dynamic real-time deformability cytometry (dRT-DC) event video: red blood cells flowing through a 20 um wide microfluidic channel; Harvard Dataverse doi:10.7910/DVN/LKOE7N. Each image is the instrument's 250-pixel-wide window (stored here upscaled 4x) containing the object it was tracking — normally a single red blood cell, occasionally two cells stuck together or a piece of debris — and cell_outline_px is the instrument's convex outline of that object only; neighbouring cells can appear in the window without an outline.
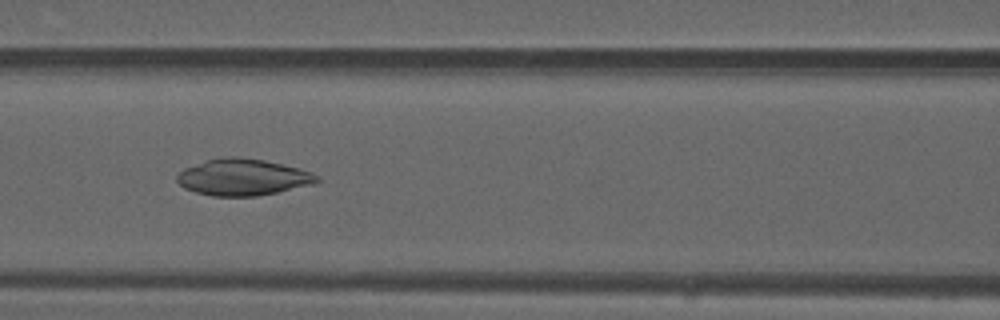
{"species": "common noctule bat (a hibernating species)", "species_latin": "Nyctalus noctula", "temperature_condition": "warm", "stored_images_in_passage": 37, "camera_frame_rate_fps": 3000, "um_per_image_px": 0.085, "animal": {"sex": "male", "forearm_length_mm": 52.5}, "frame": {"image": 1, "passage_image": 13, "time_ms": 4.0, "image_size_px": [1000, 320], "cell_outline_px": [[320, 180], [312, 184], [276, 192], [256, 196], [212, 196], [196, 192], [184, 188], [176, 180], [176, 176], [184, 168], [208, 160], [224, 156], [236, 156], [264, 160], [300, 168], [312, 172]], "centroid_in_image_um": [20.63, 15.06], "position_along_channel_um": 146.0, "area_um2": 29.59}}
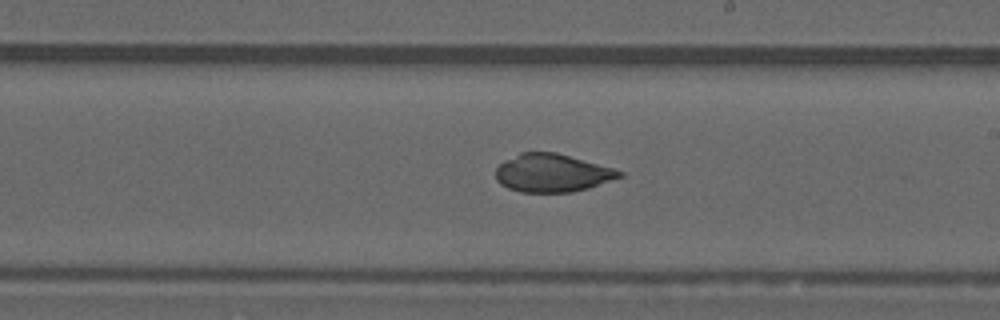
{"frame": {"image": 2, "passage_image": 20, "time_ms": 6.333, "image_size_px": [1000, 320], "cell_outline_px": [[624, 176], [588, 188], [572, 192], [520, 192], [508, 188], [500, 184], [496, 180], [496, 168], [504, 160], [520, 152], [556, 152], [612, 168], [624, 172]], "centroid_in_image_um": [46.91, 14.7], "position_along_channel_um": 242.1, "area_um2": 27.4}}
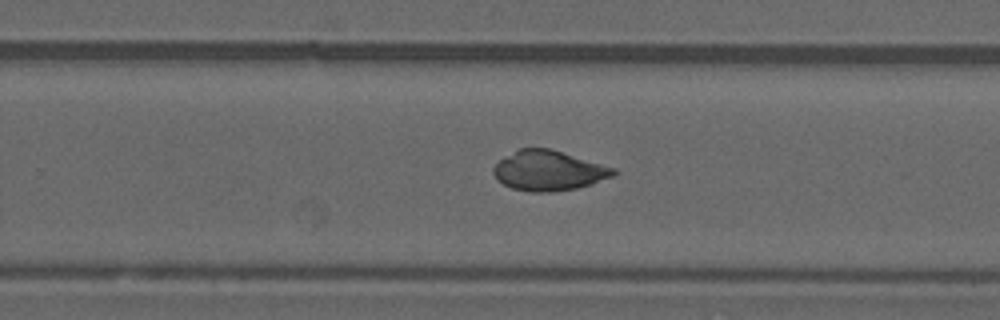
{"frame": {"image": 3, "passage_image": 23, "time_ms": 7.333, "image_size_px": [1000, 320], "cell_outline_px": [[620, 172], [616, 176], [576, 188], [552, 192], [528, 192], [512, 188], [496, 180], [492, 172], [492, 168], [500, 160], [520, 148], [552, 148], [616, 168]], "centroid_in_image_um": [46.67, 14.5], "position_along_channel_um": 283.1, "area_um2": 28.26}, "authors_computed_cell_mechanics": {"area_um2": 28.2064, "velocity_mm_per_s": 4.1374, "shape_relaxation_time_tau1_ms": null, "shape_relaxation_time_tau2_ms": 1.3449, "deformation_change_tau1": null, "deformation_change_tau2": 0.0434}}